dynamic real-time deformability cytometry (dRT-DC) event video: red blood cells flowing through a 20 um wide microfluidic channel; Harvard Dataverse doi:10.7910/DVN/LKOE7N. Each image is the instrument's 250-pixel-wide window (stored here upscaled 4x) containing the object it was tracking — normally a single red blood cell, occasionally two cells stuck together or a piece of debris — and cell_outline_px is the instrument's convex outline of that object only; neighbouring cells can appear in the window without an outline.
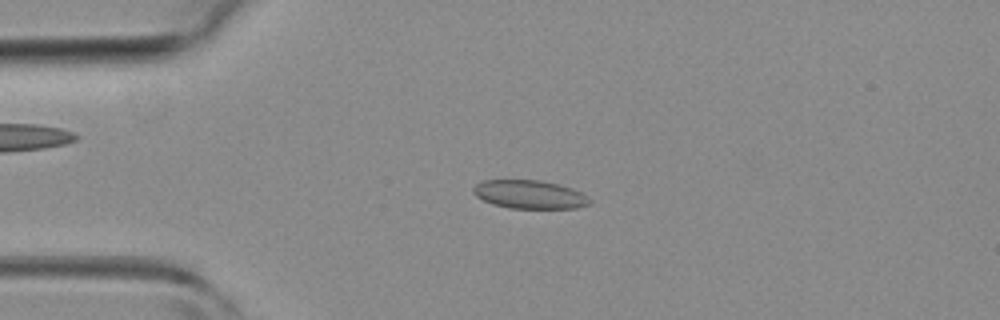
{"species": "common noctule bat (a hibernating species)", "species_latin": "Nyctalus noctula", "temperature_condition": "room temperature", "stored_images_in_passage": 36, "camera_frame_rate_fps": 3000, "um_per_image_px": 0.085, "animal": {"sex": "female", "body_mass_g": 19.3, "forearm_length_mm": 54.1}, "frame": {"image": 1, "passage_image": 1, "time_ms": 0.0, "image_size_px": [1000, 320], "cell_outline_px": [[592, 204], [576, 208], [508, 208], [492, 204], [476, 196], [472, 192], [472, 188], [476, 184], [484, 180], [540, 180], [560, 184], [572, 188], [588, 196], [592, 200]], "centroid_in_image_um": [45.04, 16.53], "position_along_channel_um": 40.0, "area_um2": 19.48}}
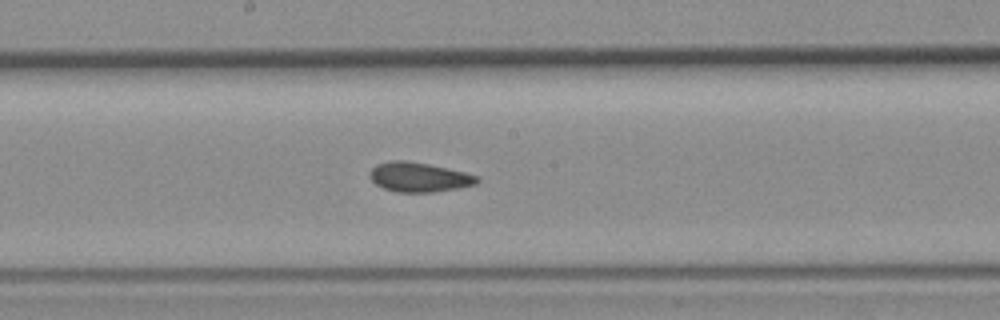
{"frame": {"image": 2, "passage_image": 14, "time_ms": 4.333, "image_size_px": [1000, 320], "cell_outline_px": [[480, 180], [476, 184], [456, 188], [432, 192], [396, 192], [384, 188], [376, 184], [368, 176], [368, 172], [376, 164], [392, 160], [404, 160], [428, 164], [464, 172], [476, 176]], "centroid_in_image_um": [35.56, 15.05], "position_along_channel_um": 212.6, "area_um2": 18.32}}
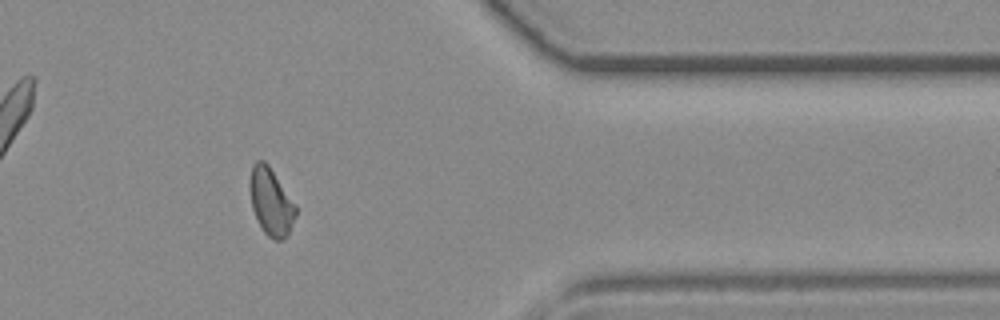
{"frame": {"image": 3, "passage_image": 27, "time_ms": 8.667, "image_size_px": [1000, 320], "cell_outline_px": [[296, 216], [288, 236], [280, 240], [276, 240], [268, 236], [264, 232], [252, 208], [252, 164], [256, 160], [264, 160], [268, 164], [296, 204]], "centroid_in_image_um": [23.09, 17.17], "position_along_channel_um": 388.3, "area_um2": 17.51}}